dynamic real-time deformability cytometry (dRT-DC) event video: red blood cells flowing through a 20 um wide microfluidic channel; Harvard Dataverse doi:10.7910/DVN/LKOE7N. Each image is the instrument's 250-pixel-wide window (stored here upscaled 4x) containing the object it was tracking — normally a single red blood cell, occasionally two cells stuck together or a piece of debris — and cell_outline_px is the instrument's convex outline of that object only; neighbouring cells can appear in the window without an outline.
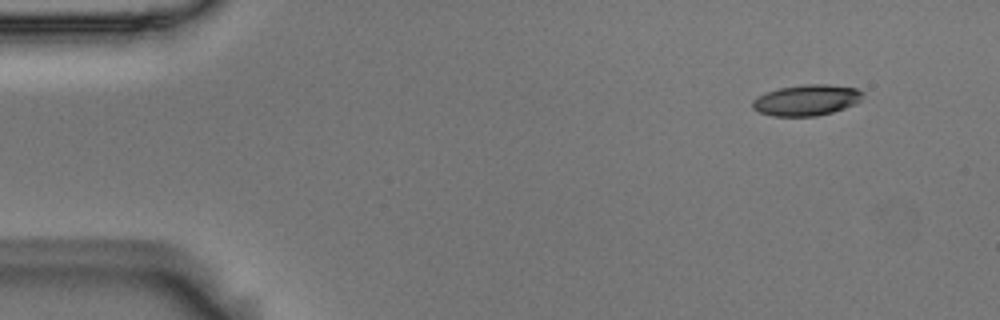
{"species": "Egyptian fruit bat (a non-hibernating species)", "species_latin": "Rousettus aegyptiacus", "temperature_condition": "room temperature", "stored_images_in_passage": 3, "camera_frame_rate_fps": 3000, "um_per_image_px": 0.085, "animal": {"sex": "male"}, "frame": {"image": 1, "passage_image": 1, "time_ms": 0.0, "image_size_px": [1000, 320], "cell_outline_px": [[864, 92], [860, 100], [856, 104], [832, 112], [816, 116], [772, 116], [760, 112], [752, 108], [752, 100], [756, 96], [780, 88], [804, 84], [828, 84], [856, 88]], "centroid_in_image_um": [68.55, 8.51], "position_along_channel_um": 16.4, "area_um2": 19.88}}
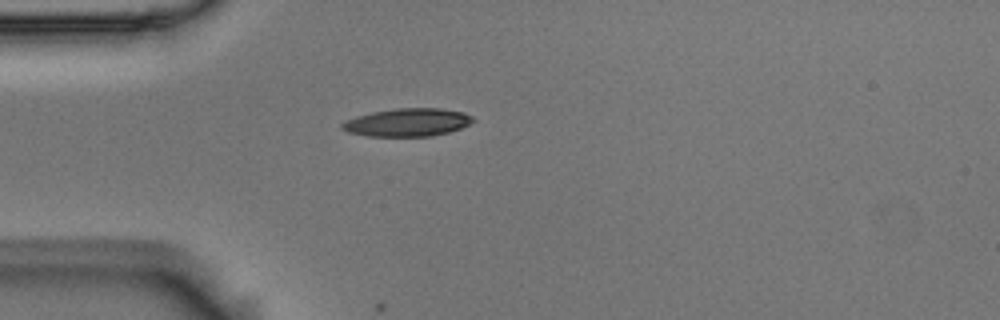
{"frame": {"image": 2, "passage_image": 3, "time_ms": 0.667, "image_size_px": [1000, 320], "cell_outline_px": [[476, 120], [460, 128], [448, 132], [432, 136], [368, 136], [348, 132], [340, 128], [340, 124], [356, 116], [372, 112], [396, 108], [440, 108], [464, 112], [472, 116]], "centroid_in_image_um": [34.64, 10.4], "position_along_channel_um": 50.4, "area_um2": 21.33}}